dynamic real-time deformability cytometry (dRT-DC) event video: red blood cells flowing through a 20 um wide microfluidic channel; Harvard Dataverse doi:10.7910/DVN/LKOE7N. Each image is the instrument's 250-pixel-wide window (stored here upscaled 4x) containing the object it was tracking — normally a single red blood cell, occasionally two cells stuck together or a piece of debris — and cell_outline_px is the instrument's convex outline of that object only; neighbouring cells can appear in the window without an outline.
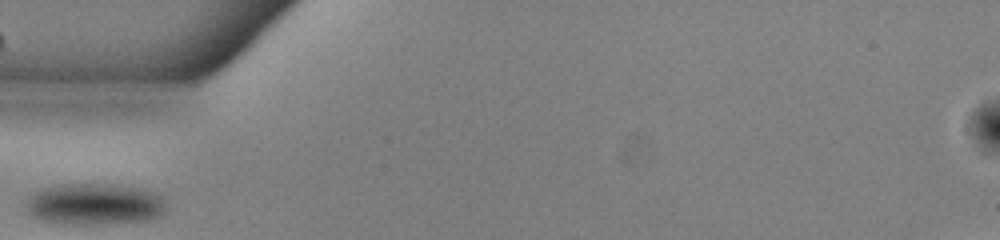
{"species": "common noctule bat (a hibernating species)", "species_latin": "Nyctalus noctula", "temperature_condition": "warm", "stored_images_in_passage": 24, "camera_frame_rate_fps": 3000, "um_per_image_px": 0.085, "animal": {"sex": "male", "body_mass_g": 13.0, "forearm_length_mm": 53.1}, "frame": {"image": 1, "passage_image": 1, "time_ms": 0.0, "image_size_px": [1000, 240], "cell_outline_px": [[164, 212], [160, 216], [152, 220], [108, 224], [60, 224], [40, 220], [32, 216], [28, 212], [24, 204], [36, 192], [44, 188], [64, 184], [112, 184], [152, 192], [164, 196]], "centroid_in_image_um": [8.03, 17.38], "position_along_channel_um": 77.0, "area_um2": 33.93}}
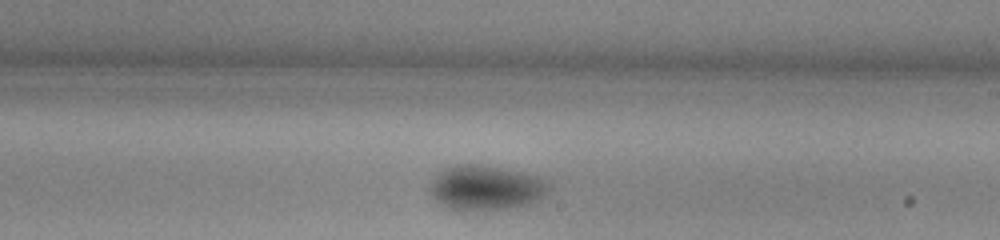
{"frame": {"image": 2, "passage_image": 14, "time_ms": 4.333, "image_size_px": [1000, 240], "cell_outline_px": [[552, 188], [544, 196], [528, 204], [504, 208], [448, 208], [440, 204], [432, 196], [428, 188], [436, 176], [440, 172], [456, 164], [484, 164], [520, 172], [536, 176], [552, 184]], "centroid_in_image_um": [41.32, 15.92], "position_along_channel_um": 247.7, "area_um2": 30.35}}
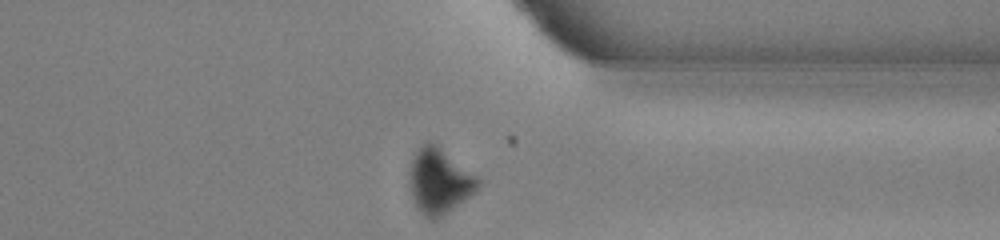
{"frame": {"image": 3, "passage_image": 24, "time_ms": 7.667, "image_size_px": [1000, 240], "cell_outline_px": [[480, 184], [476, 192], [436, 220], [432, 220], [424, 216], [416, 208], [412, 200], [408, 180], [412, 160], [416, 152], [428, 140], [436, 144], [476, 176], [480, 180]], "centroid_in_image_um": [37.31, 15.43], "position_along_channel_um": 374.1, "area_um2": 25.89}}